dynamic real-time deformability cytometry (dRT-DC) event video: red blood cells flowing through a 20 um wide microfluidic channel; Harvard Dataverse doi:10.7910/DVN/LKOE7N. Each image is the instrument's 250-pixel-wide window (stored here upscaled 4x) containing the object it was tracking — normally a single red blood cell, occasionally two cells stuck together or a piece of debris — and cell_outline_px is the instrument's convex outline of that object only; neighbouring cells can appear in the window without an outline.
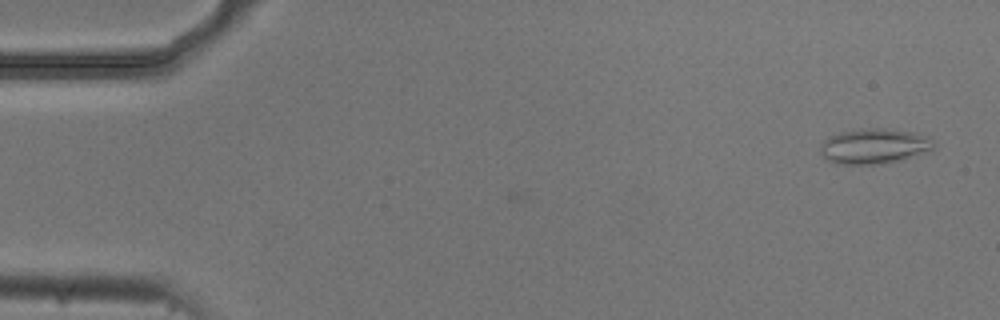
{"species": "common noctule bat (a hibernating species)", "species_latin": "Nyctalus noctula", "temperature_condition": "cold", "stored_images_in_passage": 54, "camera_frame_rate_fps": 3000, "um_per_image_px": 0.085, "animal": {"sex": "male", "body_mass_g": 20.5, "forearm_length_mm": 52.5}, "frame": {"image": 1, "passage_image": 3, "time_ms": 0.667, "image_size_px": [1000, 320], "cell_outline_px": [[932, 148], [928, 152], [904, 160], [880, 164], [836, 164], [828, 160], [820, 152], [820, 144], [824, 140], [840, 132], [872, 128], [880, 128], [912, 132], [928, 136]], "centroid_in_image_um": [74.29, 12.45], "position_along_channel_um": 10.7, "area_um2": 23.06}}
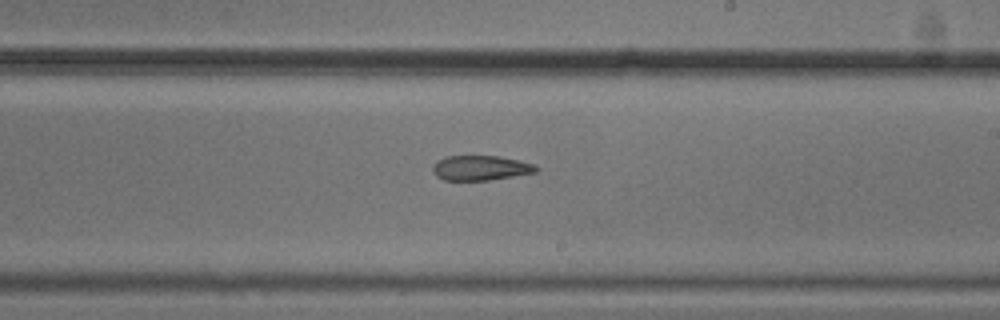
{"frame": {"image": 2, "passage_image": 32, "time_ms": 10.333, "image_size_px": [1000, 320], "cell_outline_px": [[540, 168], [536, 172], [488, 180], [444, 180], [436, 176], [432, 172], [432, 168], [436, 160], [444, 156], [500, 156], [520, 160], [532, 164]], "centroid_in_image_um": [40.81, 14.26], "position_along_channel_um": 248.2, "area_um2": 15.03}}
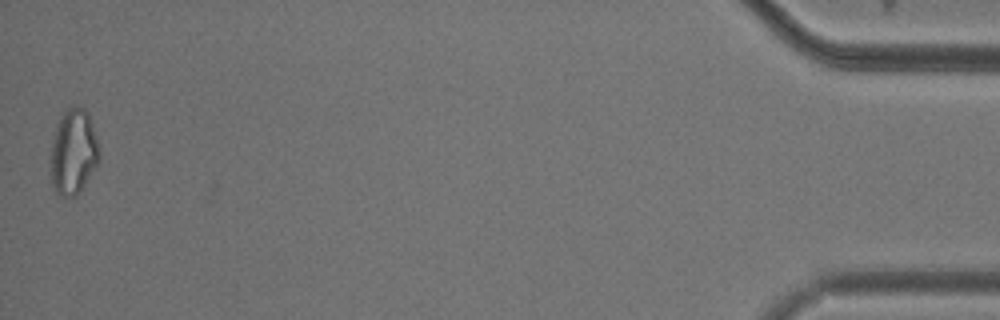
{"frame": {"image": 3, "passage_image": 54, "time_ms": 17.667, "image_size_px": [1000, 320], "cell_outline_px": [[100, 160], [76, 196], [60, 196], [56, 192], [52, 184], [52, 140], [60, 116], [68, 108], [84, 108], [88, 112], [92, 124], [100, 152]], "centroid_in_image_um": [6.25, 12.91], "position_along_channel_um": 428.9, "area_um2": 23.64}}